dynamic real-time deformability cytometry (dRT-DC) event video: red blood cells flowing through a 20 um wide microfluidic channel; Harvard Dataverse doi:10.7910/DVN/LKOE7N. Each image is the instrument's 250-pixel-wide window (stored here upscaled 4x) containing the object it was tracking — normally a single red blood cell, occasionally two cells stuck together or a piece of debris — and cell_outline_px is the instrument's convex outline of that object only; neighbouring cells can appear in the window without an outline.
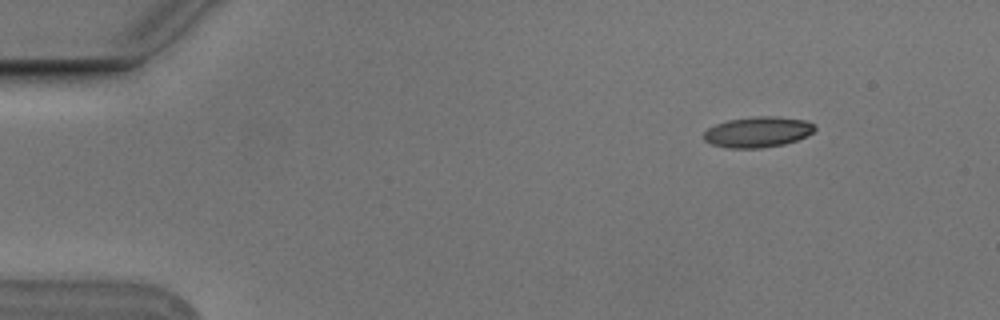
{"species": "Egyptian fruit bat (a non-hibernating species)", "species_latin": "Rousettus aegyptiacus", "temperature_condition": "cold", "stored_images_in_passage": 5, "segment_of_instrument_passage": [2, 2], "camera_frame_rate_fps": 3000, "um_per_image_px": 0.085, "animal": {"sex": "male"}, "frame": {"image": 1, "passage_image": 5, "time_ms": 1.333, "image_size_px": [1000, 320], "cell_outline_px": [[816, 128], [808, 136], [784, 144], [760, 148], [728, 148], [712, 144], [704, 140], [704, 132], [708, 128], [716, 124], [728, 120], [756, 116], [772, 116], [808, 120], [816, 124]], "centroid_in_image_um": [64.44, 11.21], "position_along_channel_um": 20.6, "area_um2": 19.88}}